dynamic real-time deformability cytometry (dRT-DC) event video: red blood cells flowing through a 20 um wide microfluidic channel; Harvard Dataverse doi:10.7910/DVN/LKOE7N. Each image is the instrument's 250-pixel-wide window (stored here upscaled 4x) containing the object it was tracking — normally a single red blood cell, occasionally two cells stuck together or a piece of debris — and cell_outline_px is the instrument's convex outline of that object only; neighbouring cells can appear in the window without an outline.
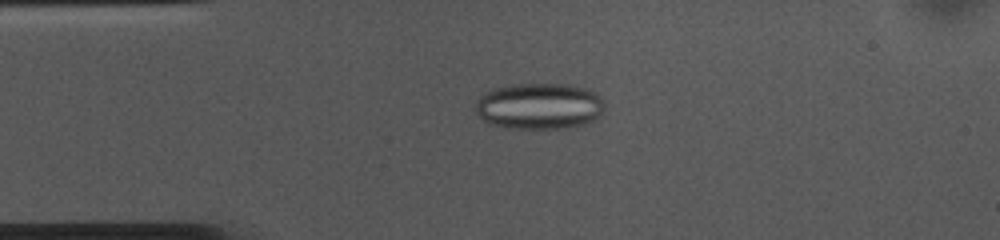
{"species": "common noctule bat (a hibernating species)", "species_latin": "Nyctalus noctula", "temperature_condition": "cold", "stored_images_in_passage": 53, "camera_frame_rate_fps": 3000, "um_per_image_px": 0.085, "animal": {"sex": "female", "body_mass_g": 10.0, "forearm_length_mm": 53.1}, "frame": {"image": 1, "passage_image": 11, "time_ms": 3.333, "image_size_px": [1000, 240], "cell_outline_px": [[604, 108], [592, 120], [584, 124], [564, 128], [508, 128], [492, 124], [484, 120], [476, 112], [476, 100], [480, 96], [492, 88], [512, 84], [568, 84], [588, 88], [596, 92], [600, 96], [604, 104]], "centroid_in_image_um": [45.83, 9.0], "position_along_channel_um": 39.2, "area_um2": 34.8}}
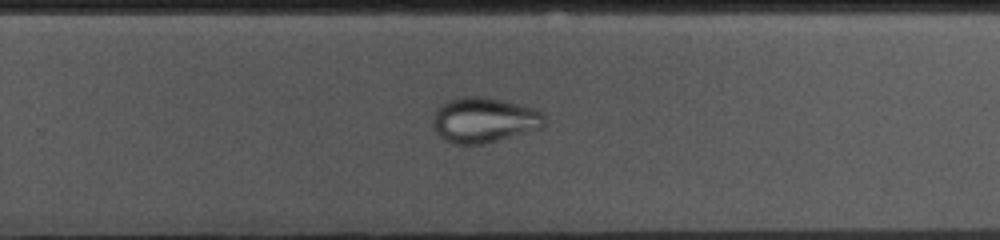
{"frame": {"image": 2, "passage_image": 33, "time_ms": 10.667, "image_size_px": [1000, 240], "cell_outline_px": [[544, 124], [540, 128], [484, 144], [456, 144], [444, 140], [436, 132], [432, 120], [436, 108], [440, 104], [456, 96], [484, 96], [536, 108], [544, 112]], "centroid_in_image_um": [41.11, 10.18], "position_along_channel_um": 288.7, "area_um2": 29.59}}
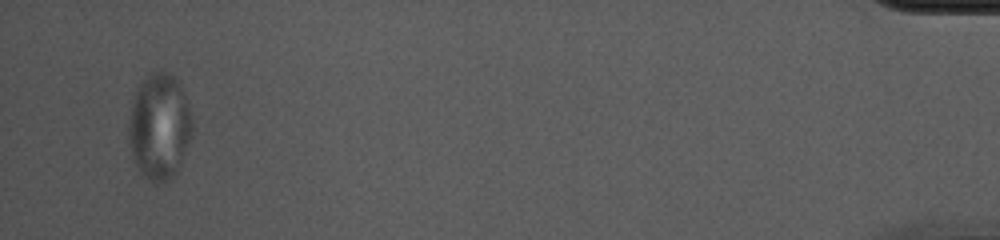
{"frame": {"image": 3, "passage_image": 51, "time_ms": 16.667, "image_size_px": [1000, 240], "cell_outline_px": [[192, 132], [176, 172], [172, 176], [156, 184], [148, 180], [140, 172], [132, 156], [128, 140], [128, 124], [132, 100], [136, 88], [140, 80], [152, 72], [168, 72], [180, 84], [184, 92], [192, 120]], "centroid_in_image_um": [13.51, 10.72], "position_along_channel_um": 421.7, "area_um2": 39.13}}